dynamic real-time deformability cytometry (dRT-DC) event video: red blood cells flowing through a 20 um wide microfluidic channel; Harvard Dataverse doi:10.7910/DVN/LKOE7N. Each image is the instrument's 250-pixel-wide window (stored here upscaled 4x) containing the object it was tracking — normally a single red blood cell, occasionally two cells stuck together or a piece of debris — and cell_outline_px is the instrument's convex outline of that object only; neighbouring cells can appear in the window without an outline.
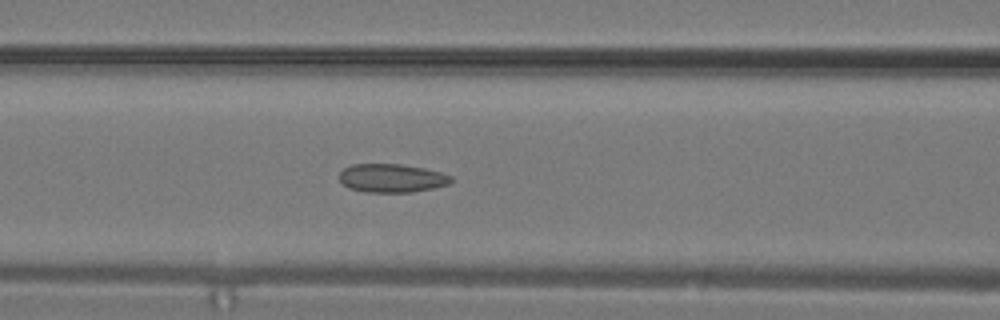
{"species": "common noctule bat (a hibernating species)", "species_latin": "Nyctalus noctula", "temperature_condition": "warm", "stored_images_in_passage": 14, "camera_frame_rate_fps": 3000, "um_per_image_px": 0.085, "animal": {"sex": "male", "body_mass_g": 19.2, "forearm_length_mm": 51.8}, "frame": {"image": 1, "passage_image": 12, "time_ms": 3.667, "image_size_px": [1000, 320], "cell_outline_px": [[452, 180], [448, 184], [432, 188], [408, 192], [368, 192], [348, 188], [340, 180], [340, 172], [344, 168], [352, 164], [400, 164], [424, 168], [440, 172], [452, 176]], "centroid_in_image_um": [33.28, 15.13], "position_along_channel_um": 133.3, "area_um2": 18.38}}
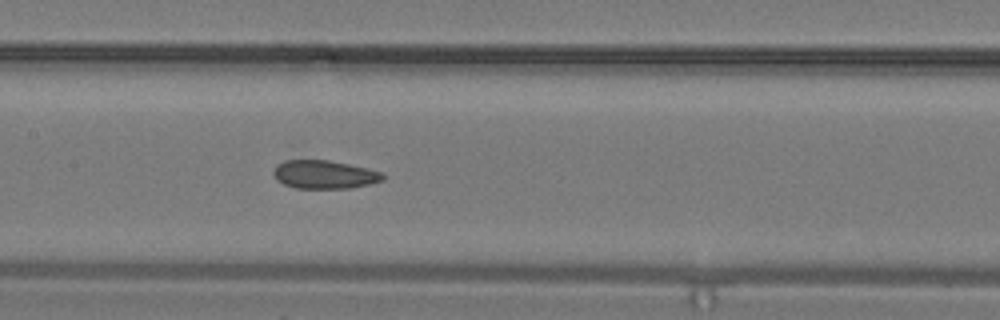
{"frame": {"image": 2, "passage_image": 14, "time_ms": 4.333, "image_size_px": [1000, 320], "cell_outline_px": [[384, 180], [352, 188], [296, 188], [284, 184], [276, 180], [272, 172], [276, 164], [284, 160], [328, 160], [368, 168], [380, 172], [384, 176]], "centroid_in_image_um": [27.53, 14.83], "position_along_channel_um": 179.9, "area_um2": 18.09}}